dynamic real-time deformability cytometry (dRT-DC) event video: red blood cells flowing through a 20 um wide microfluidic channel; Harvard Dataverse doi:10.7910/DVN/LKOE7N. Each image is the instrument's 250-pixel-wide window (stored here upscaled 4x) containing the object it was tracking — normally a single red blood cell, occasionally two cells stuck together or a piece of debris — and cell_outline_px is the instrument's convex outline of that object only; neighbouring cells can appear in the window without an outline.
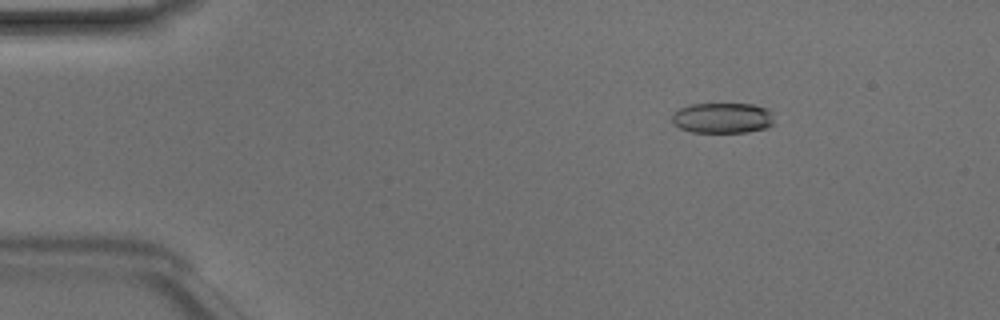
{"species": "Egyptian fruit bat (a non-hibernating species)", "species_latin": "Rousettus aegyptiacus", "temperature_condition": "room temperature", "stored_images_in_passage": 48, "camera_frame_rate_fps": 3000, "um_per_image_px": 0.085, "animal": {"sex": "male"}, "frame": {"image": 1, "passage_image": 7, "time_ms": 2.0, "image_size_px": [1000, 320], "cell_outline_px": [[776, 124], [764, 128], [748, 132], [692, 132], [680, 128], [672, 124], [672, 116], [680, 108], [692, 104], [752, 104], [768, 108], [772, 112]], "centroid_in_image_um": [61.46, 10.03], "position_along_channel_um": 23.5, "area_um2": 18.32}}
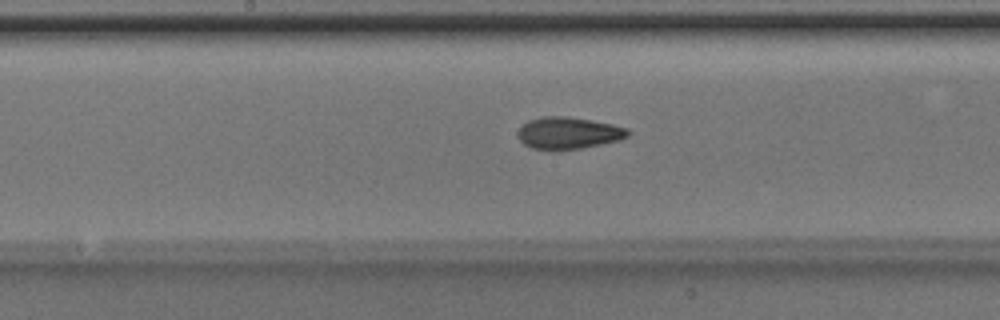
{"frame": {"image": 2, "passage_image": 25, "time_ms": 8.0, "image_size_px": [1000, 320], "cell_outline_px": [[632, 132], [628, 136], [620, 140], [560, 152], [552, 152], [532, 148], [524, 144], [520, 140], [516, 132], [528, 120], [544, 116], [568, 116], [592, 120], [612, 124], [628, 128]], "centroid_in_image_um": [48.3, 11.33], "position_along_channel_um": 199.9, "area_um2": 20.98}}
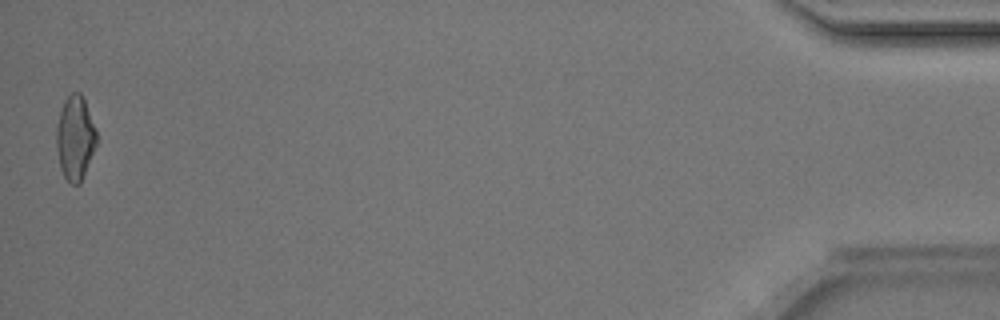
{"frame": {"image": 3, "passage_image": 48, "time_ms": 15.667, "image_size_px": [1000, 320], "cell_outline_px": [[96, 144], [80, 184], [72, 184], [64, 176], [60, 168], [56, 148], [56, 128], [60, 112], [64, 100], [72, 92], [80, 92], [84, 100], [96, 128]], "centroid_in_image_um": [6.37, 11.71], "position_along_channel_um": 428.8, "area_um2": 19.48}, "authors_computed_cell_mechanics": {"area_um2": 19.7098, "velocity_mm_per_s": 4.2004, "shape_relaxation_time_tau1_ms": 3.4187, "shape_relaxation_time_tau2_ms": 2.6527, "deformation_change_tau1": 0.1269, "deformation_change_tau2": 0.1029}}